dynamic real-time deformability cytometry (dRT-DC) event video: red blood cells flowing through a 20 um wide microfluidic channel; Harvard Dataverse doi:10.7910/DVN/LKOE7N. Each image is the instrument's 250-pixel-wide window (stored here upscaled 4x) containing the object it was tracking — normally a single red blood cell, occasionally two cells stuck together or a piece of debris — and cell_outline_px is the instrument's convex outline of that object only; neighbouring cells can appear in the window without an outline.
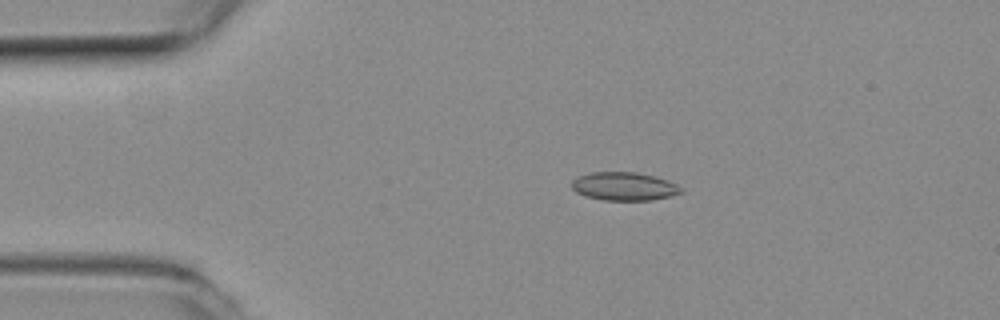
{"species": "common noctule bat (a hibernating species)", "species_latin": "Nyctalus noctula", "temperature_condition": "room temperature", "stored_images_in_passage": 52, "camera_frame_rate_fps": 3000, "um_per_image_px": 0.085, "animal": {"sex": "female", "body_mass_g": 19.3, "forearm_length_mm": 54.1}, "frame": {"image": 1, "passage_image": 10, "time_ms": 3.0, "image_size_px": [1000, 320], "cell_outline_px": [[684, 192], [668, 196], [648, 200], [604, 200], [584, 196], [576, 192], [572, 188], [572, 180], [576, 176], [592, 172], [636, 172], [652, 176], [676, 184]], "centroid_in_image_um": [52.97, 15.84], "position_along_channel_um": 32.0, "area_um2": 17.8}}
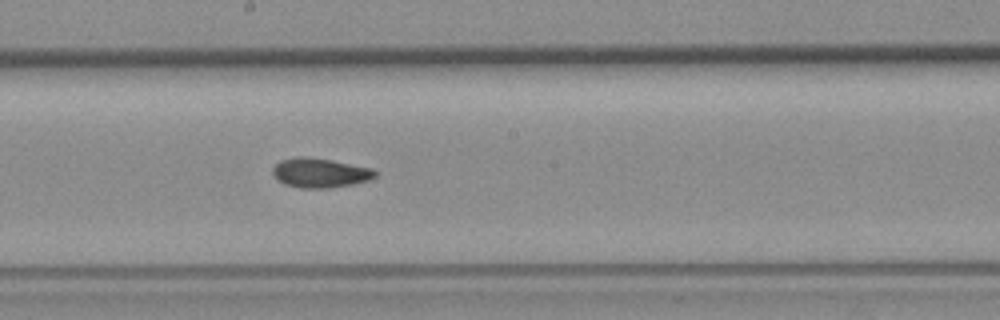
{"frame": {"image": 2, "passage_image": 28, "time_ms": 9.0, "image_size_px": [1000, 320], "cell_outline_px": [[376, 176], [368, 180], [352, 184], [328, 188], [300, 188], [284, 184], [272, 172], [272, 168], [280, 160], [296, 156], [304, 156], [332, 160], [372, 168], [376, 172]], "centroid_in_image_um": [27.19, 14.68], "position_along_channel_um": 221.0, "area_um2": 17.51}}
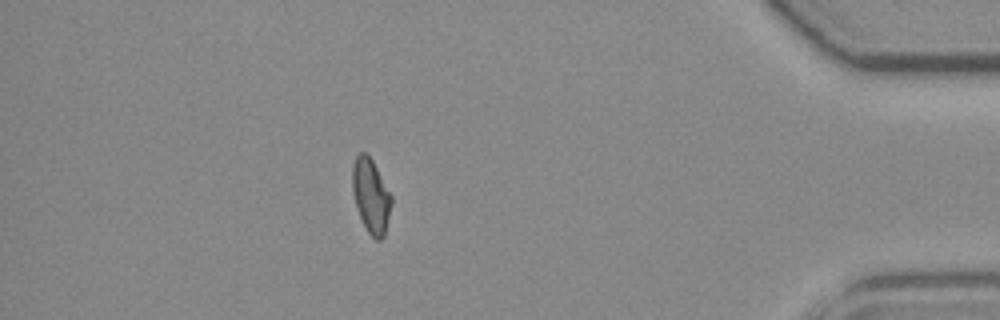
{"frame": {"image": 3, "passage_image": 46, "time_ms": 15.0, "image_size_px": [1000, 320], "cell_outline_px": [[392, 204], [384, 236], [380, 240], [376, 240], [368, 232], [360, 216], [352, 192], [352, 164], [356, 156], [360, 152], [364, 152], [372, 160], [392, 196]], "centroid_in_image_um": [31.53, 16.64], "position_along_channel_um": 403.7, "area_um2": 16.7}, "authors_computed_cell_mechanics": {"area_um2": 17.3689, "velocity_mm_per_s": 3.8817, "shape_relaxation_time_tau1_ms": null, "shape_relaxation_time_tau2_ms": 5.4478, "deformation_change_tau1": null, "deformation_change_tau2": 0.1036}}